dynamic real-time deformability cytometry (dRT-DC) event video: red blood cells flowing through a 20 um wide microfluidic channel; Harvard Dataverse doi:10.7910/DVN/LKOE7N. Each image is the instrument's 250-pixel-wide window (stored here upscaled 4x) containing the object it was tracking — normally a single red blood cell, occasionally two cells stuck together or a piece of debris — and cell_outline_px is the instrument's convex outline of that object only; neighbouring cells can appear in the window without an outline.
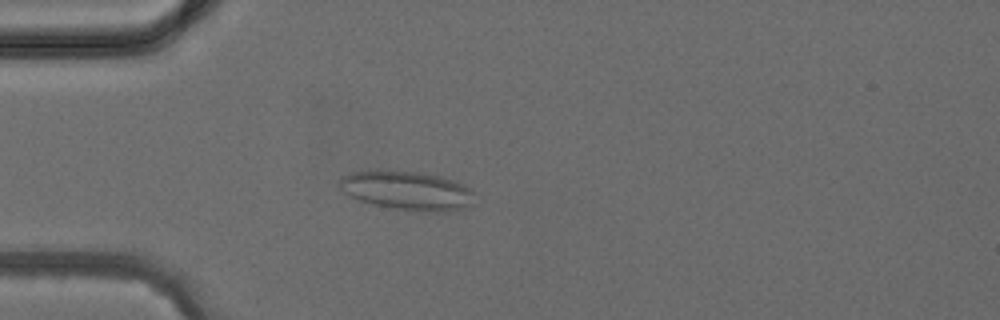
{"species": "common noctule bat (a hibernating species)", "species_latin": "Nyctalus noctula", "temperature_condition": "cold", "stored_images_in_passage": 2, "camera_frame_rate_fps": 3000, "um_per_image_px": 0.085, "animal": {"sex": "female", "body_mass_g": 24.6, "forearm_length_mm": 56.2}, "frame": {"image": 1, "passage_image": 2, "time_ms": 1.667, "image_size_px": [1000, 320], "cell_outline_px": [[472, 204], [464, 208], [444, 212], [424, 212], [392, 208], [360, 200], [344, 192], [336, 184], [344, 176], [352, 172], [376, 168], [380, 168], [416, 172], [440, 176], [464, 184], [472, 192]], "centroid_in_image_um": [34.57, 16.17], "position_along_channel_um": 50.4, "area_um2": 30.87}}